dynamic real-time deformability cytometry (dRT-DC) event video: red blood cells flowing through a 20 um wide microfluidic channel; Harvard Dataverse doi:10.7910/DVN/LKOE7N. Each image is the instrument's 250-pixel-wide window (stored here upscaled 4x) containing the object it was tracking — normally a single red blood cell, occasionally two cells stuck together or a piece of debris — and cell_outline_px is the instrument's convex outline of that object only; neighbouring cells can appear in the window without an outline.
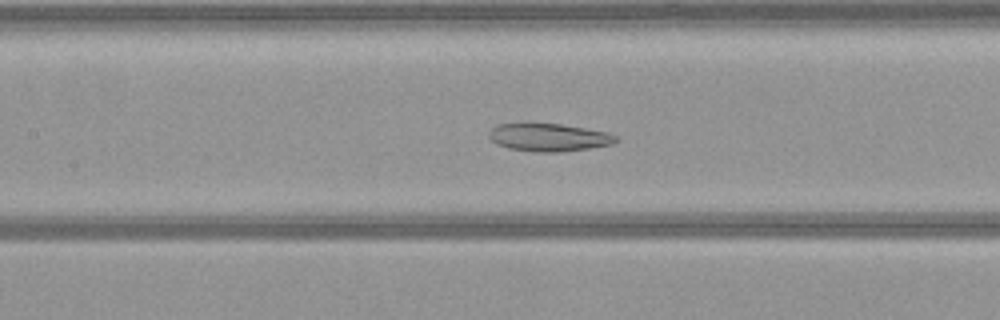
{"species": "common noctule bat (a hibernating species)", "species_latin": "Nyctalus noctula", "temperature_condition": "warm", "stored_images_in_passage": 52, "camera_frame_rate_fps": 3000, "um_per_image_px": 0.085, "animal": {"sex": "female", "body_mass_g": 21.9}, "frame": {"image": 1, "passage_image": 23, "time_ms": 7.333, "image_size_px": [1000, 320], "cell_outline_px": [[620, 140], [612, 144], [588, 148], [560, 152], [536, 152], [508, 148], [496, 144], [488, 136], [488, 132], [496, 124], [560, 124], [608, 132], [616, 136]], "centroid_in_image_um": [46.64, 11.68], "position_along_channel_um": 160.8, "area_um2": 20.46}}
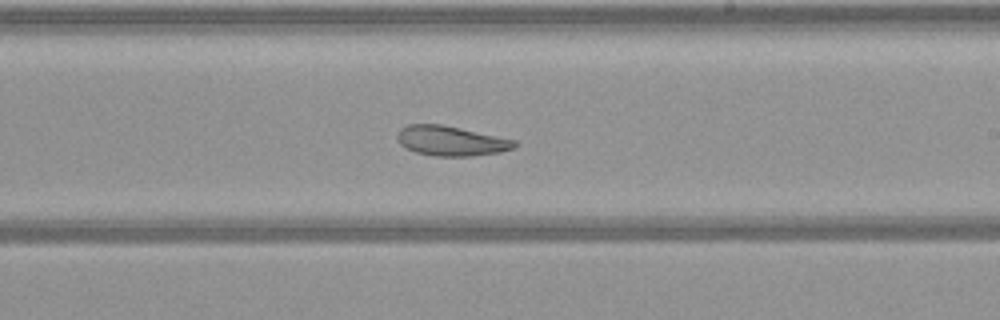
{"frame": {"image": 2, "passage_image": 30, "time_ms": 9.667, "image_size_px": [1000, 320], "cell_outline_px": [[516, 148], [500, 152], [472, 156], [436, 156], [416, 152], [404, 148], [400, 144], [396, 136], [400, 128], [408, 124], [440, 124], [460, 128], [516, 140]], "centroid_in_image_um": [38.32, 11.98], "position_along_channel_um": 250.7, "area_um2": 20.4}}
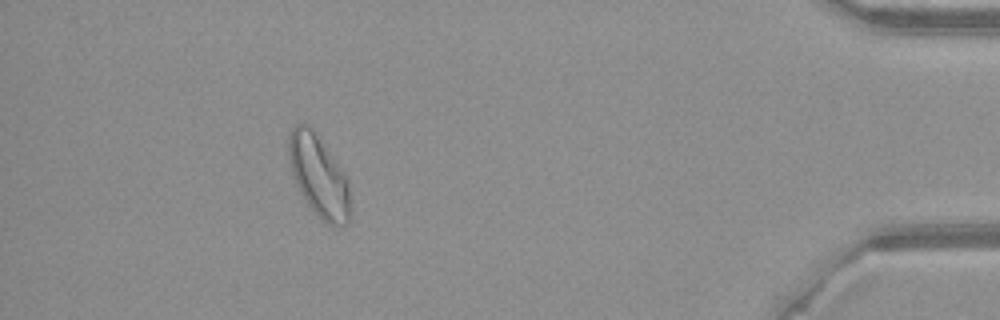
{"frame": {"image": 3, "passage_image": 47, "time_ms": 15.333, "image_size_px": [1000, 320], "cell_outline_px": [[352, 212], [348, 224], [344, 228], [336, 228], [328, 224], [308, 204], [296, 184], [292, 172], [288, 152], [288, 136], [292, 128], [296, 124], [308, 124], [312, 128], [328, 148], [344, 172], [348, 180]], "centroid_in_image_um": [27.15, 14.99], "position_along_channel_um": 408.1, "area_um2": 29.59}}